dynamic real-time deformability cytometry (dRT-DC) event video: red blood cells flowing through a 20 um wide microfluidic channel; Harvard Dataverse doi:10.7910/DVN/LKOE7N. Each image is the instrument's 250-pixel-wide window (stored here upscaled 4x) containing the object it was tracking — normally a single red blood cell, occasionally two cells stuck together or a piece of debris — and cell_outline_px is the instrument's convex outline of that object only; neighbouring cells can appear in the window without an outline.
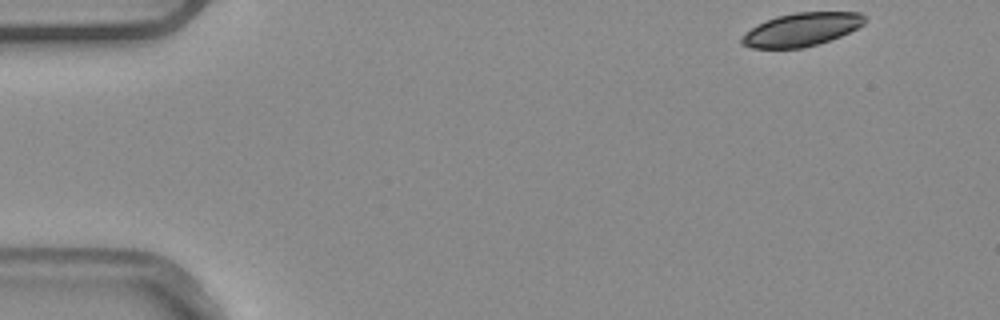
{"species": "common noctule bat (a hibernating species)", "species_latin": "Nyctalus noctula", "temperature_condition": "warm", "stored_images_in_passage": 4, "camera_frame_rate_fps": 3000, "um_per_image_px": 0.085, "animal": {"sex": "male", "body_mass_g": 20.4}, "frame": {"image": 1, "passage_image": 1, "time_ms": 0.0, "image_size_px": [1000, 320], "cell_outline_px": [[868, 20], [864, 24], [840, 36], [804, 48], [752, 48], [740, 44], [740, 36], [752, 28], [776, 16], [796, 12], [860, 12], [868, 16]], "centroid_in_image_um": [68.15, 2.5], "position_along_channel_um": 16.9, "area_um2": 23.81}}
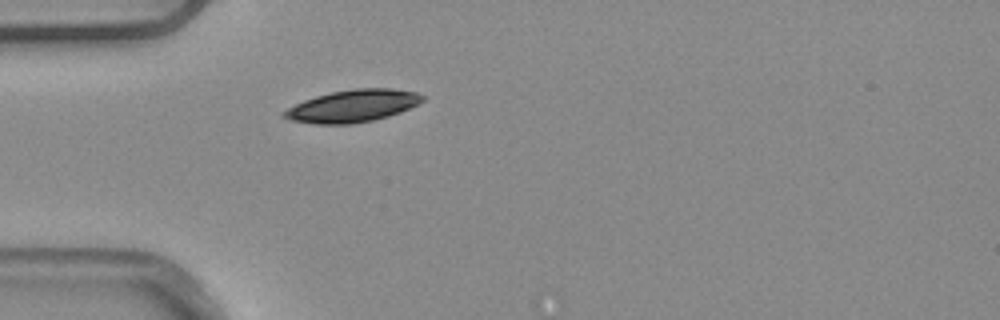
{"frame": {"image": 2, "passage_image": 4, "time_ms": 1.0, "image_size_px": [1000, 320], "cell_outline_px": [[424, 100], [400, 112], [388, 116], [372, 120], [352, 124], [316, 124], [292, 120], [280, 116], [280, 112], [304, 100], [316, 96], [332, 92], [356, 88], [392, 88], [416, 92], [424, 96]], "centroid_in_image_um": [29.95, 9.0], "position_along_channel_um": 55.0, "area_um2": 25.89}}